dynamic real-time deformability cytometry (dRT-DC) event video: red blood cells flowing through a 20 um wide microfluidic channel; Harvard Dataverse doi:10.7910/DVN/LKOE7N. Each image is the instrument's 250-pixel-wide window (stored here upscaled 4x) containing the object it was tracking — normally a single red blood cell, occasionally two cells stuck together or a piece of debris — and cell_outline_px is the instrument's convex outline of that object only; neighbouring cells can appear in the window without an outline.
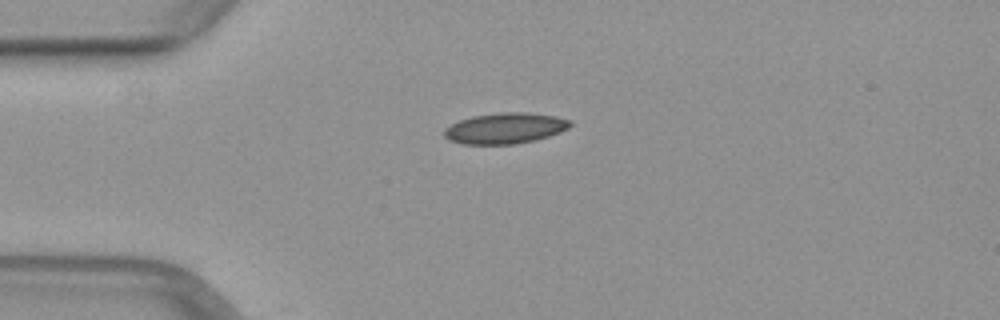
{"species": "common noctule bat (a hibernating species)", "species_latin": "Nyctalus noctula", "temperature_condition": "warm", "stored_images_in_passage": 16, "camera_frame_rate_fps": 3000, "um_per_image_px": 0.085, "animal": {"sex": "female", "body_mass_g": 29.2, "forearm_length_mm": 56.3}, "frame": {"image": 1, "passage_image": 1, "time_ms": 0.0, "image_size_px": [1000, 320], "cell_outline_px": [[572, 124], [568, 128], [560, 132], [536, 140], [516, 144], [460, 144], [448, 140], [444, 136], [444, 128], [460, 120], [472, 116], [500, 112], [528, 112], [556, 116], [572, 120]], "centroid_in_image_um": [42.94, 10.9], "position_along_channel_um": 42.1, "area_um2": 22.83}}
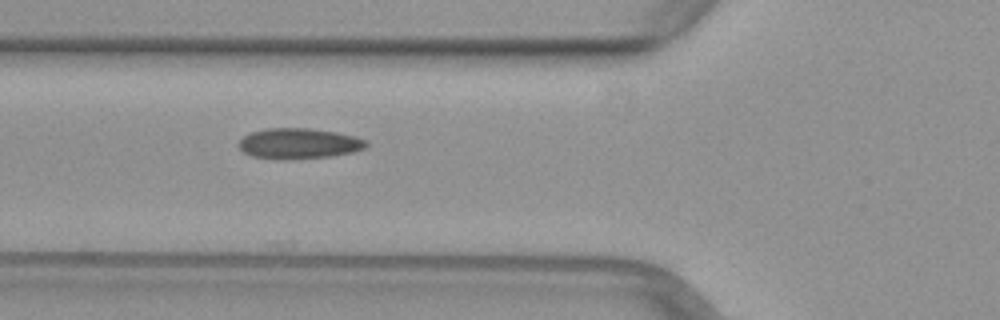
{"frame": {"image": 2, "passage_image": 7, "time_ms": 2.0, "image_size_px": [1000, 320], "cell_outline_px": [[368, 144], [364, 148], [352, 152], [332, 156], [252, 156], [244, 152], [240, 148], [240, 140], [244, 136], [252, 132], [268, 128], [308, 128], [336, 132], [352, 136], [364, 140]], "centroid_in_image_um": [25.43, 12.14], "position_along_channel_um": 100.4, "area_um2": 21.27}}
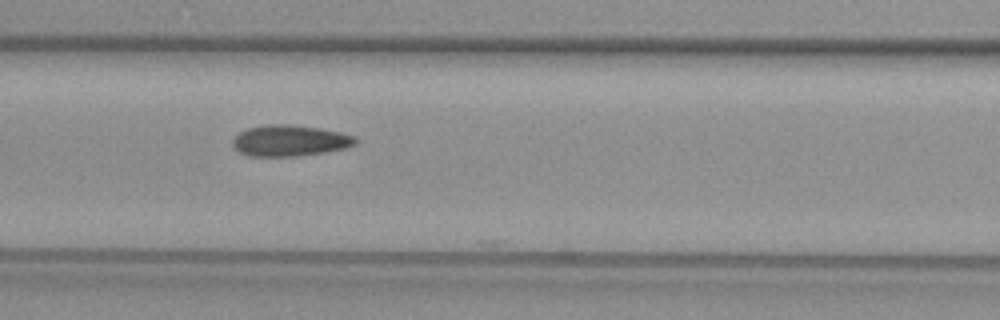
{"frame": {"image": 3, "passage_image": 10, "time_ms": 3.0, "image_size_px": [1000, 320], "cell_outline_px": [[356, 144], [344, 148], [324, 152], [296, 156], [248, 156], [240, 152], [232, 144], [232, 140], [240, 132], [248, 128], [268, 124], [288, 124], [320, 128], [340, 132], [356, 136]], "centroid_in_image_um": [24.63, 11.95], "position_along_channel_um": 142.0, "area_um2": 22.14}}